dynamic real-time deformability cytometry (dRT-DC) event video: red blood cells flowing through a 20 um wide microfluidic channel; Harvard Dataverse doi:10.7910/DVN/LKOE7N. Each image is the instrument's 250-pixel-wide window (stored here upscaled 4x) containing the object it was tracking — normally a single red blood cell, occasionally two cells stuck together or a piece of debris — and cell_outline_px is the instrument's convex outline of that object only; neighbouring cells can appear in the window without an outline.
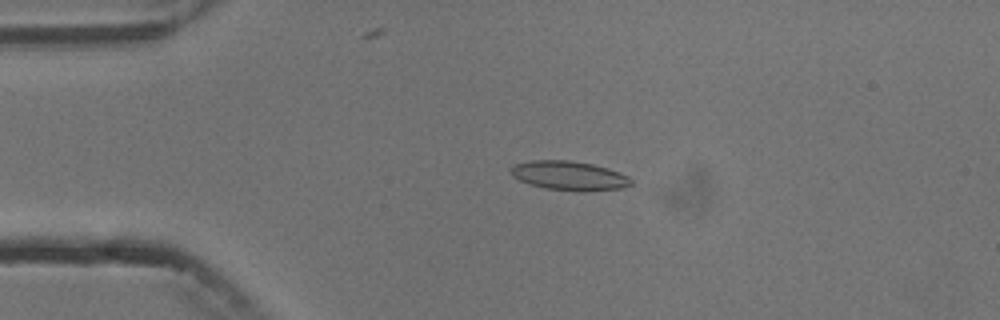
{"species": "common noctule bat (a hibernating species)", "species_latin": "Nyctalus noctula", "temperature_condition": "cold", "stored_images_in_passage": 6, "camera_frame_rate_fps": 3000, "um_per_image_px": 0.085, "animal": {"sex": "male", "body_mass_g": 13.3}, "frame": {"image": 1, "passage_image": 4, "time_ms": 3.667, "image_size_px": [1000, 320], "cell_outline_px": [[632, 184], [620, 188], [584, 192], [544, 188], [528, 184], [512, 176], [508, 172], [508, 168], [516, 164], [532, 160], [568, 160], [592, 164], [608, 168], [628, 176], [632, 180]], "centroid_in_image_um": [48.34, 14.93], "position_along_channel_um": 36.7, "area_um2": 20.58}}
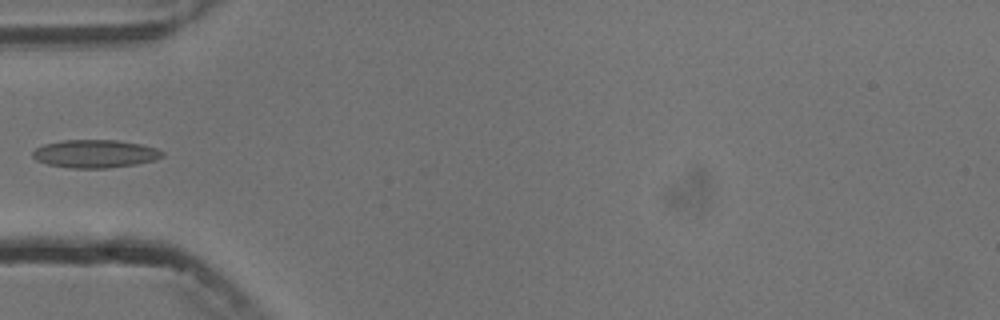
{"frame": {"image": 2, "passage_image": 5, "time_ms": 5.667, "image_size_px": [1000, 320], "cell_outline_px": [[164, 156], [156, 160], [136, 164], [104, 168], [68, 168], [48, 164], [36, 160], [32, 156], [32, 152], [36, 148], [44, 144], [64, 140], [116, 140], [140, 144], [156, 148], [164, 152]], "centroid_in_image_um": [8.08, 13.07], "position_along_channel_um": 76.9, "area_um2": 21.15}}
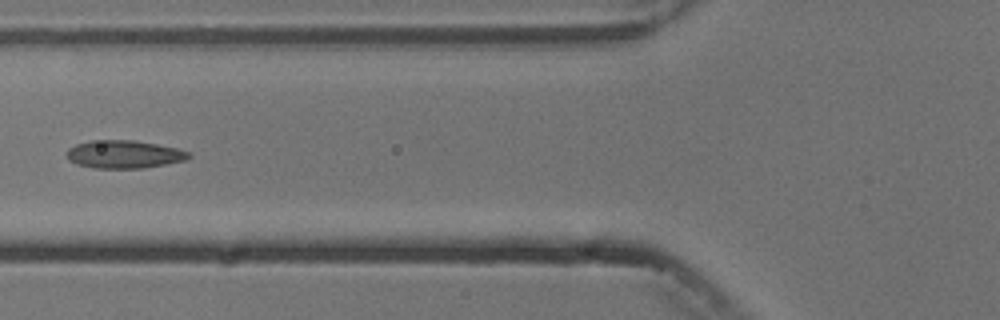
{"frame": {"image": 3, "passage_image": 6, "time_ms": 6.667, "image_size_px": [1000, 320], "cell_outline_px": [[192, 156], [184, 160], [144, 168], [92, 168], [76, 164], [68, 160], [68, 148], [76, 144], [92, 140], [132, 140], [156, 144], [176, 148], [188, 152]], "centroid_in_image_um": [10.51, 13.12], "position_along_channel_um": 115.3, "area_um2": 19.71}}